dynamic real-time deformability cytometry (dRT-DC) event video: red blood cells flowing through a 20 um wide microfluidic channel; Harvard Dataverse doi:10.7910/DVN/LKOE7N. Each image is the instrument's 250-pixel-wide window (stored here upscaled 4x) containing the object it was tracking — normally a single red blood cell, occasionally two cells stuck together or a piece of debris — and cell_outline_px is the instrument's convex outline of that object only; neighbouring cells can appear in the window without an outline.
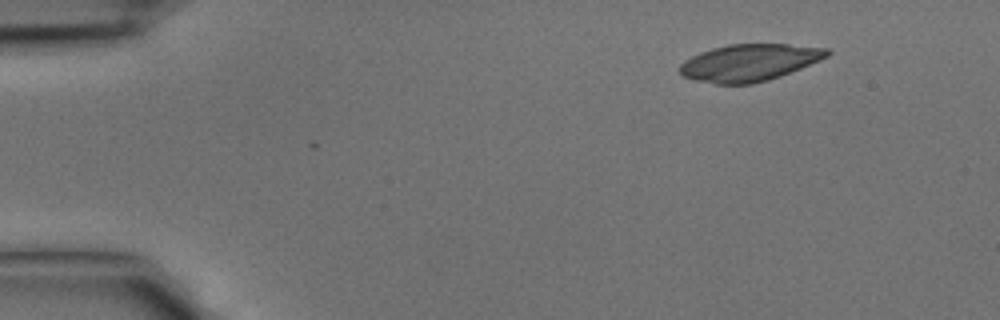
{"species": "common noctule bat (a hibernating species)", "species_latin": "Nyctalus noctula", "temperature_condition": "cold", "stored_images_in_passage": 37, "camera_frame_rate_fps": 3000, "um_per_image_px": 0.085, "animal": {"sex": "male", "body_mass_g": 15.6}, "frame": {"image": 1, "passage_image": 1, "time_ms": 0.0, "image_size_px": [1000, 320], "cell_outline_px": [[832, 52], [828, 56], [820, 60], [780, 76], [768, 80], [752, 84], [716, 84], [696, 80], [680, 76], [680, 64], [684, 60], [700, 52], [712, 48], [728, 44], [788, 44], [828, 48]], "centroid_in_image_um": [63.68, 5.32], "position_along_channel_um": 21.3, "area_um2": 31.79}}
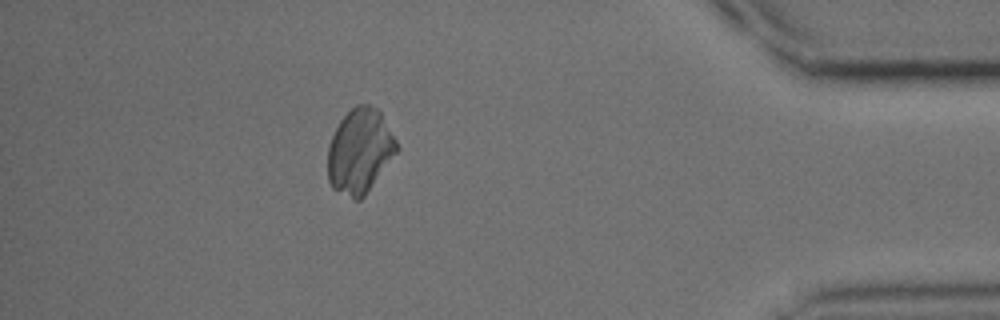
{"frame": {"image": 2, "passage_image": 33, "time_ms": 10.667, "image_size_px": [1000, 320], "cell_outline_px": [[400, 148], [364, 196], [360, 200], [356, 200], [332, 188], [328, 180], [328, 148], [332, 136], [340, 120], [356, 104], [368, 104], [376, 108], [380, 112], [396, 140]], "centroid_in_image_um": [30.58, 12.84], "position_along_channel_um": 404.6, "area_um2": 33.7}}